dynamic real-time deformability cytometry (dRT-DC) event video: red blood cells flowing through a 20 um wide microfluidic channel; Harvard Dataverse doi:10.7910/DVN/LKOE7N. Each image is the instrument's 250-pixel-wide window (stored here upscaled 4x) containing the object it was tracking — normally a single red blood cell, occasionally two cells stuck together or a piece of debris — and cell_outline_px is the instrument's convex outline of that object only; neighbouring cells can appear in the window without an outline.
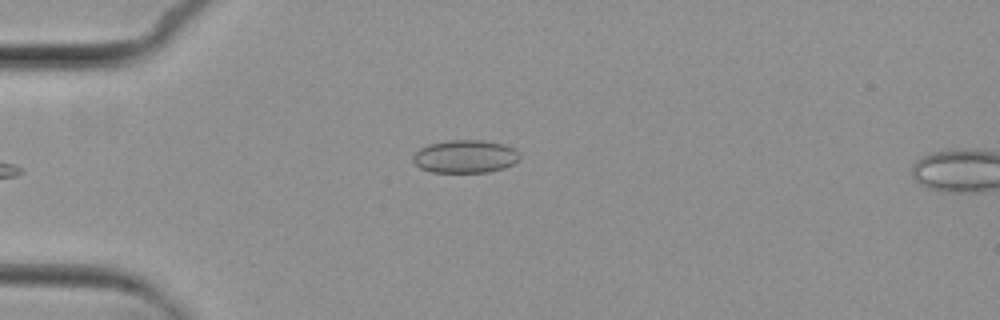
{"species": "common noctule bat (a hibernating species)", "species_latin": "Nyctalus noctula", "temperature_condition": "cold", "stored_images_in_passage": 4, "camera_frame_rate_fps": 3000, "um_per_image_px": 0.085, "animal": {"sex": "female", "body_mass_g": 29.2, "forearm_length_mm": 56.3}, "frame": {"image": 1, "passage_image": 4, "time_ms": 3.333, "image_size_px": [1000, 320], "cell_outline_px": [[520, 160], [504, 168], [488, 172], [432, 172], [420, 168], [412, 160], [412, 156], [420, 148], [428, 144], [448, 140], [484, 140], [504, 144], [516, 148], [520, 152]], "centroid_in_image_um": [39.57, 13.29], "position_along_channel_um": 45.4, "area_um2": 20.75}}